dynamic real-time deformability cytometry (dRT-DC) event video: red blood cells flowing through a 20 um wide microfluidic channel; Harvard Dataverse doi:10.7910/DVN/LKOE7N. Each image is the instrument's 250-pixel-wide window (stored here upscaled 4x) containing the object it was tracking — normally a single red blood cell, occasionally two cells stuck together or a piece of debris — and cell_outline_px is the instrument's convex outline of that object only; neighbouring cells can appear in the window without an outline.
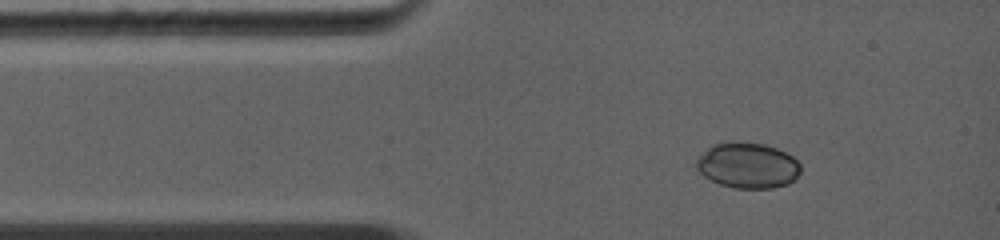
{"species": "common noctule bat (a hibernating species)", "species_latin": "Nyctalus noctula", "temperature_condition": "warm", "stored_images_in_passage": 40, "camera_frame_rate_fps": 5000, "um_per_image_px": 0.085, "animal": {"sex": "female", "body_mass_g": 19.0, "forearm_length_mm": 56.7}, "frame": {"image": 1, "passage_image": 1, "time_ms": 0.0, "image_size_px": [1000, 240], "cell_outline_px": [[800, 172], [796, 180], [788, 184], [772, 188], [732, 188], [720, 184], [704, 176], [692, 164], [696, 156], [712, 144], [724, 140], [736, 140], [764, 144], [776, 148], [792, 156], [800, 164]], "centroid_in_image_um": [63.49, 14.03], "position_along_channel_um": 21.5, "area_um2": 28.5}}
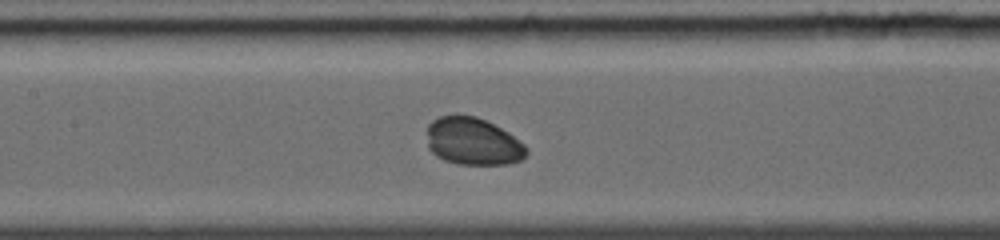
{"frame": {"image": 2, "passage_image": 19, "time_ms": 4.0, "image_size_px": [1000, 240], "cell_outline_px": [[528, 152], [520, 160], [508, 164], [456, 164], [444, 160], [436, 156], [428, 148], [428, 124], [432, 120], [440, 116], [476, 116], [508, 132], [524, 144], [528, 148]], "centroid_in_image_um": [40.19, 12.04], "position_along_channel_um": 167.2, "area_um2": 27.28}}
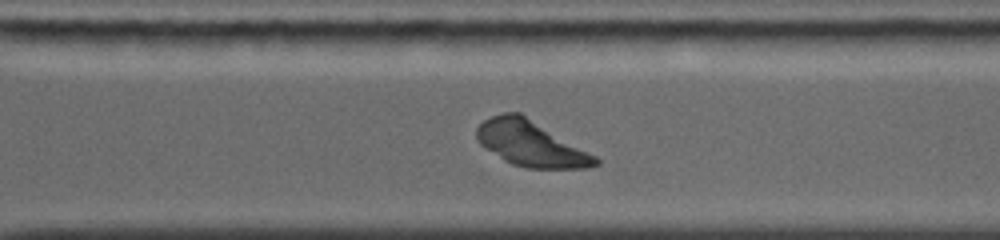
{"frame": {"image": 3, "passage_image": 35, "time_ms": 7.6, "image_size_px": [1000, 240], "cell_outline_px": [[600, 164], [588, 168], [528, 168], [512, 164], [504, 160], [484, 148], [476, 140], [476, 128], [484, 120], [492, 116], [504, 112], [520, 112], [596, 156], [600, 160]], "centroid_in_image_um": [45.1, 12.21], "position_along_channel_um": 325.5, "area_um2": 31.39}, "authors_computed_cell_mechanics": {"area_um2": 29.3335, "velocity_mm_per_s": 4.4057, "shape_relaxation_time_tau1_ms": 1.6861, "shape_relaxation_time_tau2_ms": null, "deformation_change_tau1": 0.0863, "deformation_change_tau2": null}}